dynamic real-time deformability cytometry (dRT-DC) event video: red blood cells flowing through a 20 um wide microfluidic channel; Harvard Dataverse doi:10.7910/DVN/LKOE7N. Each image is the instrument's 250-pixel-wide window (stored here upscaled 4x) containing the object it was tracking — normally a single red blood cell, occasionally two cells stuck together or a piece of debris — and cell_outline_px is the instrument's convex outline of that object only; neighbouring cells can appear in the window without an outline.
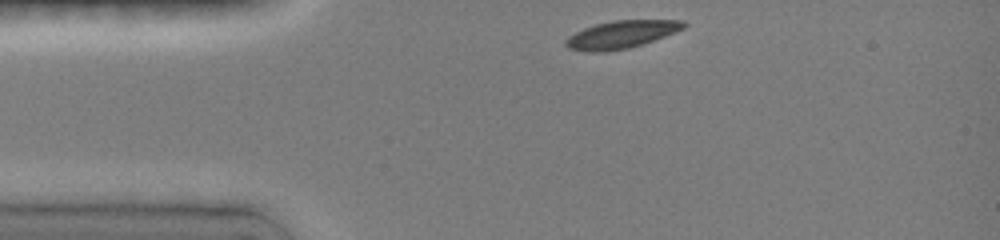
{"species": "common noctule bat (a hibernating species)", "species_latin": "Nyctalus noctula", "temperature_condition": "room temperature", "stored_images_in_passage": 6, "camera_frame_rate_fps": 3000, "um_per_image_px": 0.085, "animal": {"sex": "female", "body_mass_g": 19.0, "forearm_length_mm": 51.5}, "frame": {"image": 1, "passage_image": 1, "time_ms": 0.0, "image_size_px": [1000, 240], "cell_outline_px": [[688, 24], [684, 28], [664, 36], [628, 48], [604, 52], [568, 48], [564, 44], [564, 40], [568, 36], [584, 28], [596, 24], [612, 20], [684, 20]], "centroid_in_image_um": [52.81, 2.91], "position_along_channel_um": 32.2, "area_um2": 18.67}}
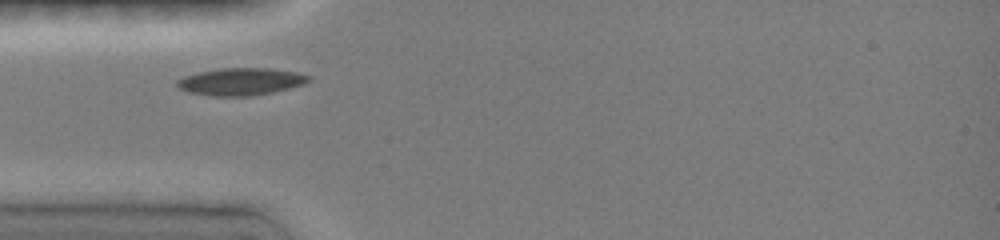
{"frame": {"image": 2, "passage_image": 3, "time_ms": 1.667, "image_size_px": [1000, 240], "cell_outline_px": [[312, 76], [304, 84], [272, 92], [248, 96], [212, 96], [192, 92], [180, 88], [176, 84], [176, 80], [184, 76], [196, 72], [216, 68], [268, 68], [296, 72]], "centroid_in_image_um": [20.45, 6.92], "position_along_channel_um": 64.6, "area_um2": 20.81}}
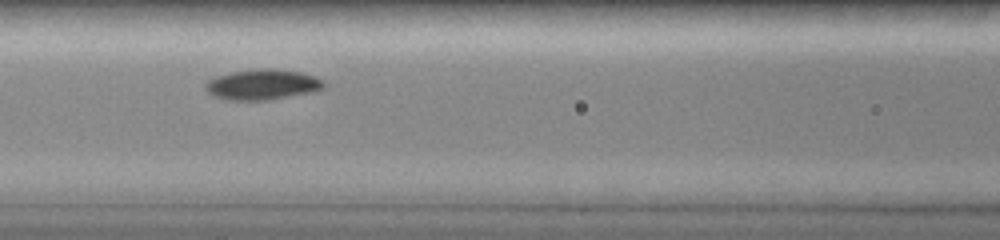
{"frame": {"image": 3, "passage_image": 5, "time_ms": 3.667, "image_size_px": [1000, 240], "cell_outline_px": [[324, 88], [312, 92], [268, 100], [232, 100], [216, 96], [208, 92], [208, 80], [216, 76], [232, 72], [256, 68], [272, 68], [304, 72], [320, 80], [324, 84]], "centroid_in_image_um": [22.34, 7.17], "position_along_channel_um": 144.3, "area_um2": 20.69}}